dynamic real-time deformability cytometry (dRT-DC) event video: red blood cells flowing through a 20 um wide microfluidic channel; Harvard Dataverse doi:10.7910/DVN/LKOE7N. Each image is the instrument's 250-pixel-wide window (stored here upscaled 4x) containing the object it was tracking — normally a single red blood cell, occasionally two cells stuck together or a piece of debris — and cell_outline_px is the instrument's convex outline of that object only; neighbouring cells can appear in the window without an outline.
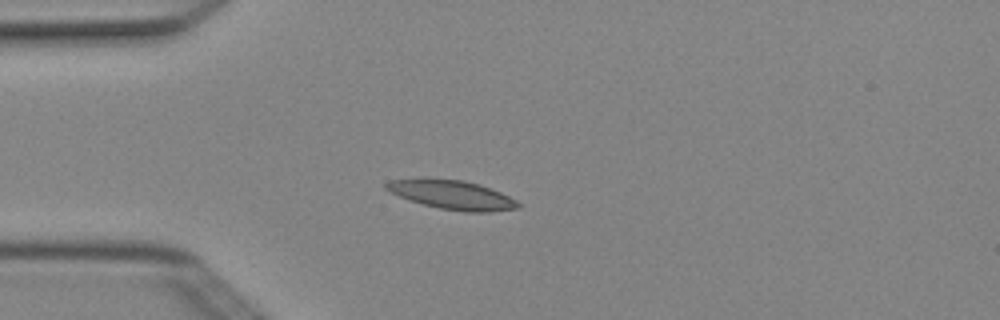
{"species": "Egyptian fruit bat (a non-hibernating species)", "species_latin": "Rousettus aegyptiacus", "temperature_condition": "cold", "stored_images_in_passage": 5, "camera_frame_rate_fps": 3000, "um_per_image_px": 0.085, "animal": {"sex": "female"}, "frame": {"image": 1, "passage_image": 4, "time_ms": 1.0, "image_size_px": [1000, 320], "cell_outline_px": [[520, 208], [488, 212], [464, 212], [440, 208], [424, 204], [400, 196], [384, 188], [384, 184], [388, 180], [464, 180], [480, 184], [500, 192], [516, 200], [520, 204]], "centroid_in_image_um": [38.5, 16.58], "position_along_channel_um": 46.5, "area_um2": 21.62}}